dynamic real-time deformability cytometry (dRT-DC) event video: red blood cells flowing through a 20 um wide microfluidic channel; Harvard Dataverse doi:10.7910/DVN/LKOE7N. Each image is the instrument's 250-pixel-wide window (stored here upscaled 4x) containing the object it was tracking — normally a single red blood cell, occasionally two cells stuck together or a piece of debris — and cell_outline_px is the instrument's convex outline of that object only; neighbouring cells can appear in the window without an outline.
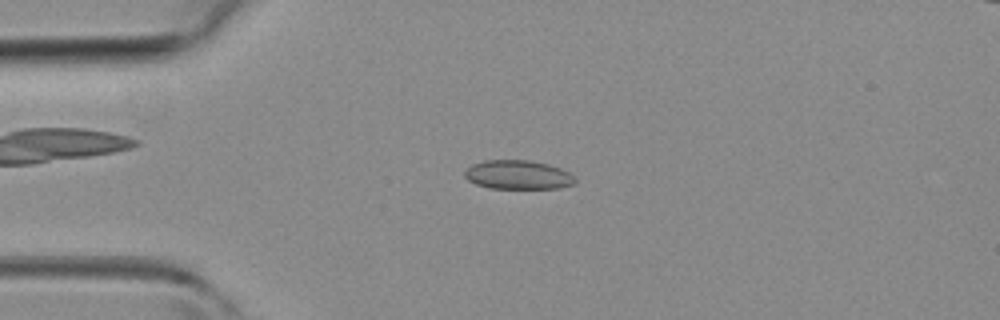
{"species": "common noctule bat (a hibernating species)", "species_latin": "Nyctalus noctula", "temperature_condition": "room temperature", "stored_images_in_passage": 43, "camera_frame_rate_fps": 3000, "um_per_image_px": 0.085, "animal": {"sex": "female", "body_mass_g": 19.3, "forearm_length_mm": 54.1}, "frame": {"image": 1, "passage_image": 10, "time_ms": 3.0, "image_size_px": [1000, 320], "cell_outline_px": [[576, 184], [560, 188], [488, 188], [476, 184], [468, 180], [464, 176], [464, 168], [472, 164], [484, 160], [528, 160], [548, 164], [560, 168], [568, 172], [576, 180]], "centroid_in_image_um": [44.0, 14.86], "position_along_channel_um": 41.0, "area_um2": 18.79}}
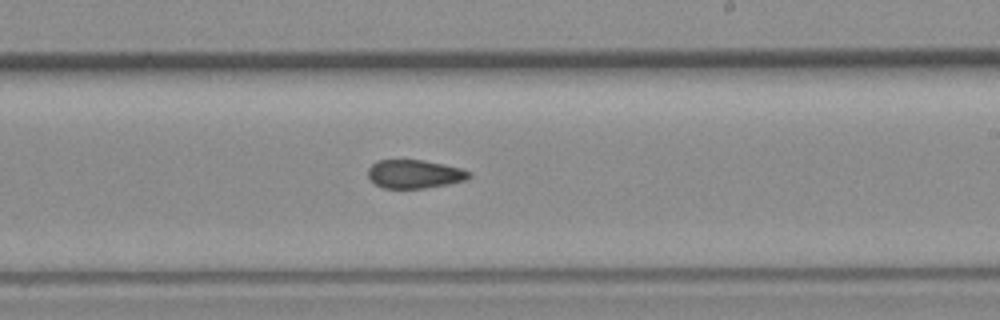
{"frame": {"image": 2, "passage_image": 25, "time_ms": 8.0, "image_size_px": [1000, 320], "cell_outline_px": [[472, 176], [464, 180], [448, 184], [424, 188], [384, 188], [376, 184], [368, 176], [368, 168], [372, 164], [380, 160], [424, 160], [444, 164], [460, 168], [472, 172]], "centroid_in_image_um": [35.26, 14.79], "position_along_channel_um": 253.7, "area_um2": 16.7}}
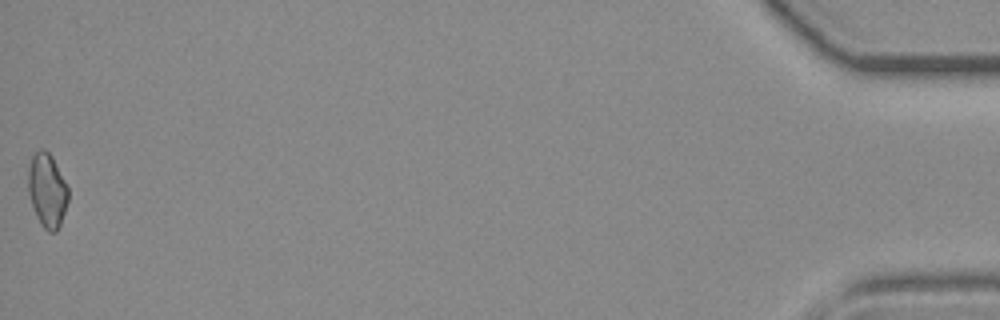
{"frame": {"image": 3, "passage_image": 43, "time_ms": 14.0, "image_size_px": [1000, 320], "cell_outline_px": [[68, 200], [60, 224], [56, 232], [48, 232], [40, 224], [36, 216], [28, 192], [28, 168], [32, 156], [40, 148], [44, 148], [52, 156], [68, 188]], "centroid_in_image_um": [4.0, 16.17], "position_along_channel_um": 431.2, "area_um2": 17.17}}